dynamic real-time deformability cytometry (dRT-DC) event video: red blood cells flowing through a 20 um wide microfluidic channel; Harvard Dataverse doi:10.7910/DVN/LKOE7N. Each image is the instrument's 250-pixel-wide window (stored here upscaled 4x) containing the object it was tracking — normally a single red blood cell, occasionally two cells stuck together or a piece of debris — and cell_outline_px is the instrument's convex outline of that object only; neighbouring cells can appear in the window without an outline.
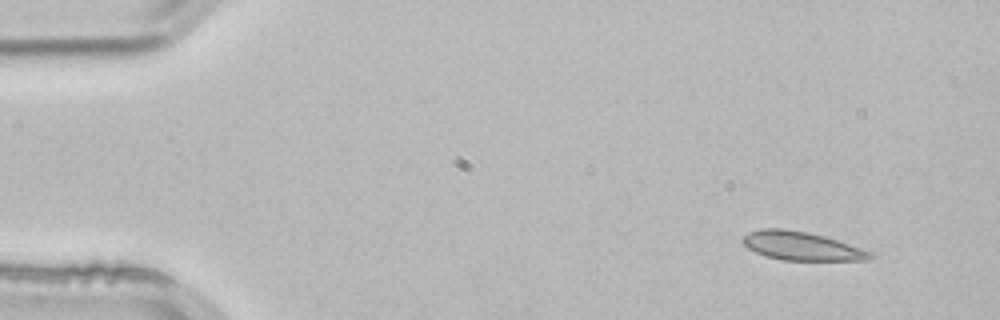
{"species": "common noctule bat (a hibernating species)", "species_latin": "Nyctalus noctula", "temperature_condition": "room temperature", "stored_images_in_passage": 3, "camera_frame_rate_fps": 3000, "um_per_image_px": 0.085, "animal": {"sex": "male", "body_mass_g": 21.5, "forearm_length_mm": 52.0}, "frame": {"image": 1, "passage_image": 1, "time_ms": 0.0, "image_size_px": [1000, 320], "cell_outline_px": [[876, 256], [868, 260], [780, 260], [764, 256], [748, 248], [740, 240], [748, 232], [760, 228], [784, 228], [808, 232], [824, 236], [876, 252]], "centroid_in_image_um": [68.16, 20.91], "position_along_channel_um": 16.8, "area_um2": 21.56}}